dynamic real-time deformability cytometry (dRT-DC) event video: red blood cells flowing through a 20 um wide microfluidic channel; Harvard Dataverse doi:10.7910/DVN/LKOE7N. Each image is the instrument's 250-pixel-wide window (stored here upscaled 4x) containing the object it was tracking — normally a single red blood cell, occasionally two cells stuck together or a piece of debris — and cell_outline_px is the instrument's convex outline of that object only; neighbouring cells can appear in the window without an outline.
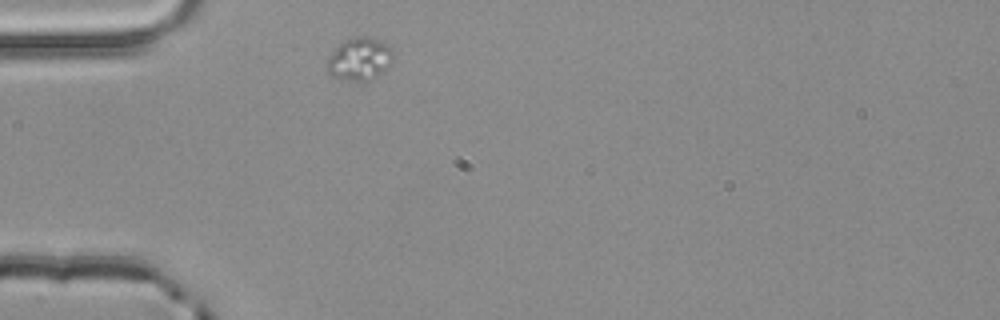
{"species": "common noctule bat (a hibernating species)", "species_latin": "Nyctalus noctula", "temperature_condition": "room temperature", "stored_images_in_passage": 1, "camera_frame_rate_fps": 3000, "um_per_image_px": 0.085, "animal": {"sex": "male", "body_mass_g": 20.4}, "frame": {"image": 1, "passage_image": 1, "time_ms": 0.0, "image_size_px": [1000, 320], "cell_outline_px": [[392, 60], [388, 68], [368, 80], [348, 80], [332, 76], [328, 72], [328, 60], [332, 52], [344, 40], [356, 36], [368, 36], [388, 44], [392, 48]], "centroid_in_image_um": [30.58, 4.99], "position_along_channel_um": 54.4, "area_um2": 16.13}}